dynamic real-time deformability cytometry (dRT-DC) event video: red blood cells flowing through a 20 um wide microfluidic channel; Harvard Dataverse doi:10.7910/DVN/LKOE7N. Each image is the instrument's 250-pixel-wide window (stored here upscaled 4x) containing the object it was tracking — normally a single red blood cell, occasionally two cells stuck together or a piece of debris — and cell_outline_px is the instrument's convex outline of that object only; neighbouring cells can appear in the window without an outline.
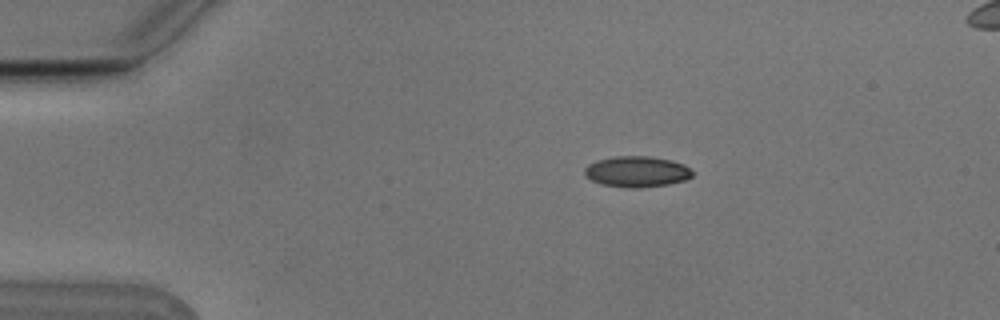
{"species": "Egyptian fruit bat (a non-hibernating species)", "species_latin": "Rousettus aegyptiacus", "temperature_condition": "cold", "stored_images_in_passage": 9, "camera_frame_rate_fps": 3000, "um_per_image_px": 0.085, "animal": {"sex": "male"}, "frame": {"image": 1, "passage_image": 3, "time_ms": 0.667, "image_size_px": [1000, 320], "cell_outline_px": [[692, 176], [684, 180], [668, 184], [636, 188], [628, 188], [600, 184], [584, 176], [584, 168], [588, 164], [596, 160], [612, 156], [648, 156], [672, 160], [684, 164], [692, 172]], "centroid_in_image_um": [54.08, 14.58], "position_along_channel_um": 30.9, "area_um2": 19.48}}
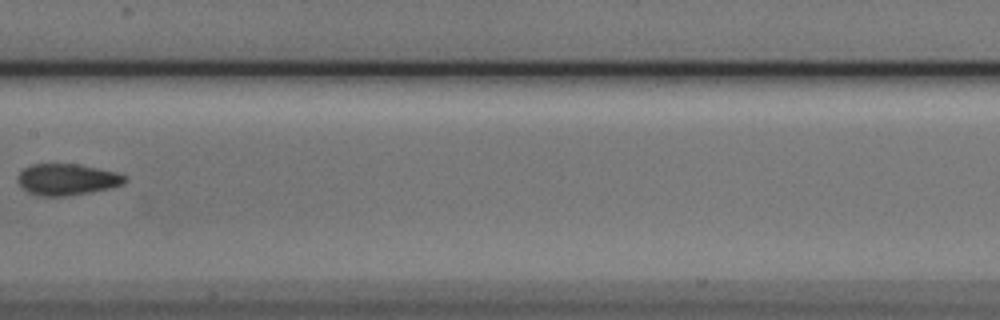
{"frame": {"image": 2, "passage_image": 8, "time_ms": 2.333, "image_size_px": [1000, 320], "cell_outline_px": [[128, 180], [124, 184], [108, 188], [88, 192], [64, 196], [40, 196], [28, 192], [20, 184], [20, 172], [24, 168], [32, 164], [80, 164], [120, 172]], "centroid_in_image_um": [5.76, 15.24], "position_along_channel_um": 201.6, "area_um2": 19.42}}
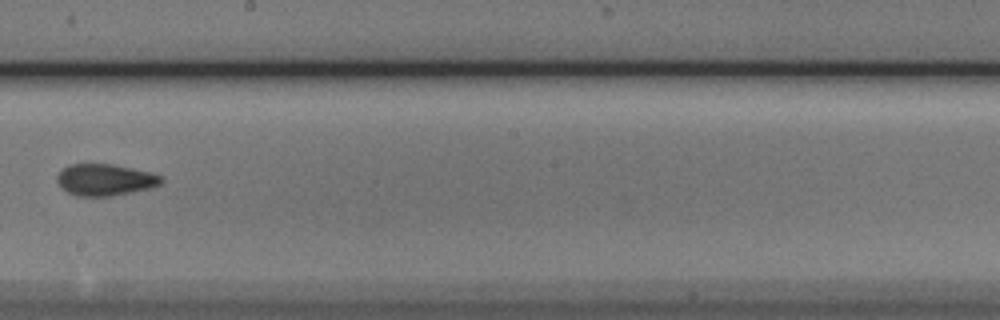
{"frame": {"image": 3, "passage_image": 9, "time_ms": 2.667, "image_size_px": [1000, 320], "cell_outline_px": [[164, 180], [160, 184], [152, 188], [112, 196], [76, 196], [60, 188], [56, 180], [56, 176], [64, 168], [72, 164], [112, 164], [152, 172], [164, 176]], "centroid_in_image_um": [8.96, 15.29], "position_along_channel_um": 239.2, "area_um2": 19.42}}